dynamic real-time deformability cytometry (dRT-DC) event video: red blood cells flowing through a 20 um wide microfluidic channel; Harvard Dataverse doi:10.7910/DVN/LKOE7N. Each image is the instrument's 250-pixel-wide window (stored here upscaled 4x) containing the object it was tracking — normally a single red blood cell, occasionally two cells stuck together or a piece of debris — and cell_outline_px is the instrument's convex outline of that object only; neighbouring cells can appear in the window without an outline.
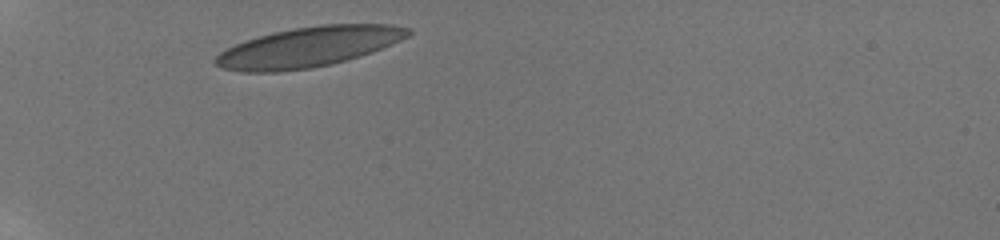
{"species": "human", "species_latin": "Homo sapiens", "temperature_condition": "room temperature", "stored_images_in_passage": 20, "camera_frame_rate_fps": 3000, "um_per_image_px": 0.085, "donor": {"sex": "male"}, "frame": {"image": 1, "passage_image": 1, "time_ms": 0.0, "image_size_px": [1000, 240], "cell_outline_px": [[412, 32], [408, 36], [400, 40], [372, 52], [360, 56], [332, 64], [312, 68], [276, 72], [240, 72], [220, 68], [216, 64], [216, 56], [220, 52], [244, 40], [272, 32], [292, 28], [320, 24], [392, 24], [412, 28]], "centroid_in_image_um": [26.24, 3.99], "position_along_channel_um": 58.8, "area_um2": 45.14}}
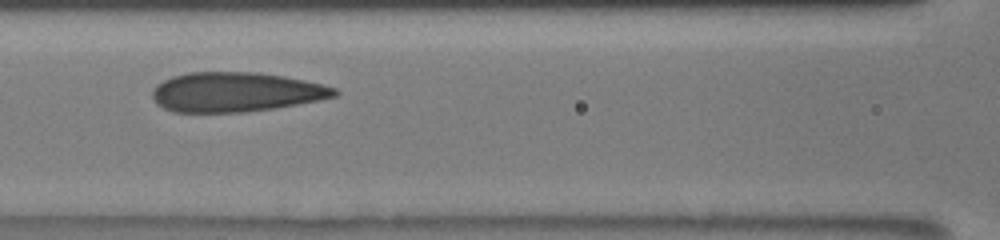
{"frame": {"image": 2, "passage_image": 9, "time_ms": 3.0, "image_size_px": [1000, 240], "cell_outline_px": [[340, 92], [336, 96], [276, 108], [244, 112], [172, 112], [156, 104], [152, 96], [152, 88], [156, 84], [172, 76], [188, 72], [256, 72], [284, 76], [304, 80], [336, 88]], "centroid_in_image_um": [19.99, 7.82], "position_along_channel_um": 146.6, "area_um2": 42.08}}
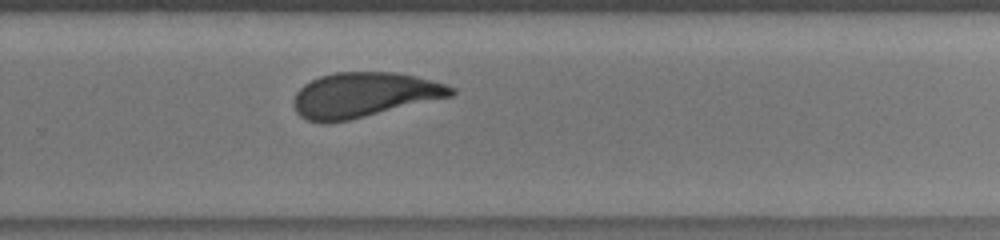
{"frame": {"image": 3, "passage_image": 20, "time_ms": 7.0, "image_size_px": [1000, 240], "cell_outline_px": [[456, 92], [452, 96], [348, 120], [324, 124], [320, 124], [308, 120], [300, 116], [296, 112], [292, 104], [296, 92], [304, 84], [320, 76], [336, 72], [396, 72], [416, 76], [432, 80], [456, 88]], "centroid_in_image_um": [30.91, 8.07], "position_along_channel_um": 298.9, "area_um2": 41.21}}